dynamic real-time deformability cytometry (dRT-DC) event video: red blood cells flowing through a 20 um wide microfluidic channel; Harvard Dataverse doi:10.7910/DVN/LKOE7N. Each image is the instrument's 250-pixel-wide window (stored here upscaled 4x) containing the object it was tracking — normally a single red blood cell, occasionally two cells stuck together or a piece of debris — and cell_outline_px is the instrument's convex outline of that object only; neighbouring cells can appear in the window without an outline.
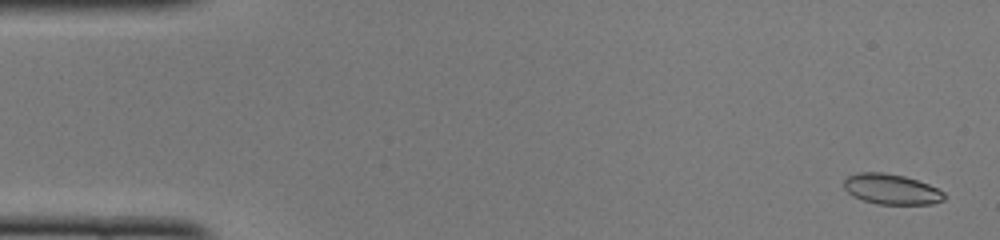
{"species": "common noctule bat (a hibernating species)", "species_latin": "Nyctalus noctula", "temperature_condition": "cold", "stored_images_in_passage": 48, "camera_frame_rate_fps": 3000, "um_per_image_px": 0.085, "animal": {"sex": "female", "body_mass_g": 22.0, "forearm_length_mm": 56.7}, "frame": {"image": 1, "passage_image": 2, "time_ms": 0.333, "image_size_px": [1000, 240], "cell_outline_px": [[944, 200], [932, 204], [876, 204], [852, 196], [844, 188], [844, 180], [848, 176], [860, 172], [884, 172], [904, 176], [928, 184], [944, 192]], "centroid_in_image_um": [75.75, 16.08], "position_along_channel_um": 9.2, "area_um2": 17.69}}
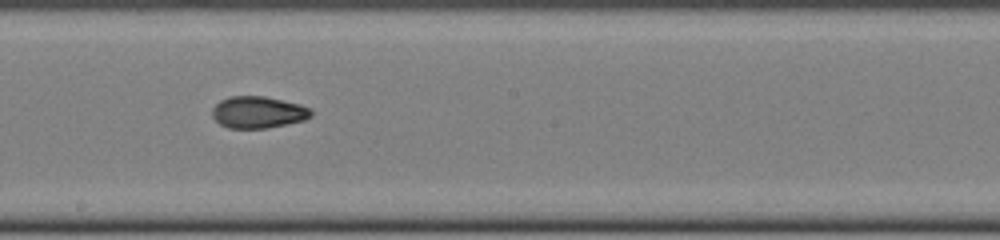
{"frame": {"image": 2, "passage_image": 26, "time_ms": 8.333, "image_size_px": [1000, 240], "cell_outline_px": [[312, 116], [304, 120], [264, 128], [228, 128], [220, 124], [212, 116], [212, 108], [220, 100], [228, 96], [264, 96], [300, 104], [312, 108]], "centroid_in_image_um": [21.93, 9.53], "position_along_channel_um": 226.3, "area_um2": 18.32}}
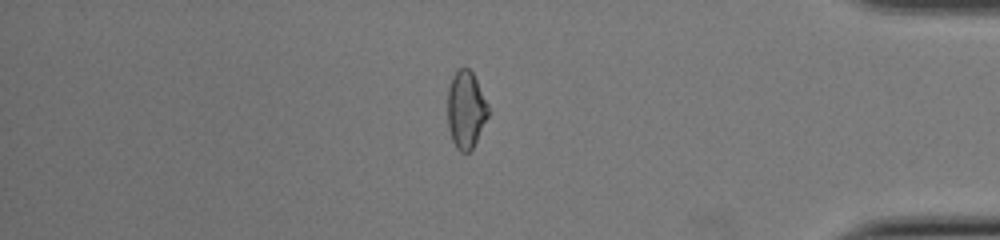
{"frame": {"image": 3, "passage_image": 41, "time_ms": 13.333, "image_size_px": [1000, 240], "cell_outline_px": [[488, 116], [472, 148], [468, 152], [460, 152], [456, 148], [452, 140], [448, 128], [448, 88], [452, 76], [460, 68], [468, 68], [472, 72], [488, 104]], "centroid_in_image_um": [39.58, 9.33], "position_along_channel_um": 395.6, "area_um2": 18.09}, "authors_computed_cell_mechanics": {"area_um2": 18.3515, "velocity_mm_per_s": 4.0269, "shape_relaxation_time_tau1_ms": 8.4087, "shape_relaxation_time_tau2_ms": 2.3714, "deformation_change_tau1": 0.2112, "deformation_change_tau2": 0.0626}}